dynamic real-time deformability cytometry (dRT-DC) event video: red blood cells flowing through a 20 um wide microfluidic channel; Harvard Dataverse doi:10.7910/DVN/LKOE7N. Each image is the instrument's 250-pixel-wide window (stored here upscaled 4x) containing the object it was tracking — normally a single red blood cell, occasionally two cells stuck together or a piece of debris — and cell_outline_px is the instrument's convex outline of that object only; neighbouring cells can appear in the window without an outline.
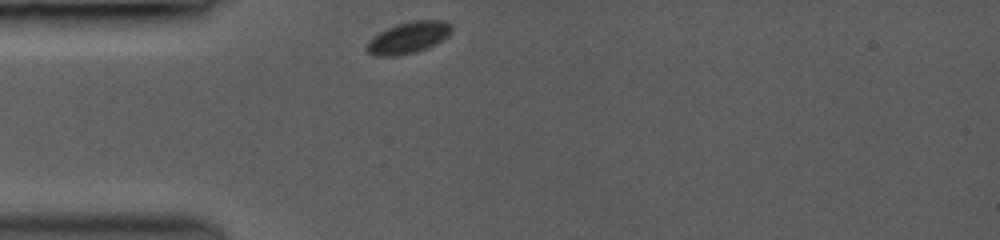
{"species": "common noctule bat (a hibernating species)", "species_latin": "Nyctalus noctula", "temperature_condition": "room temperature", "stored_images_in_passage": 23, "camera_frame_rate_fps": 3500, "um_per_image_px": 0.085, "animal": {"sex": "female", "body_mass_g": 19.0, "forearm_length_mm": 53.3}, "frame": {"image": 1, "passage_image": 1, "time_ms": 0.0, "image_size_px": [1000, 240], "cell_outline_px": [[452, 32], [448, 36], [428, 48], [416, 52], [396, 56], [376, 56], [368, 52], [364, 48], [368, 40], [372, 36], [396, 24], [416, 20], [448, 20], [452, 24]], "centroid_in_image_um": [34.72, 3.19], "position_along_channel_um": 50.3, "area_um2": 15.84}}
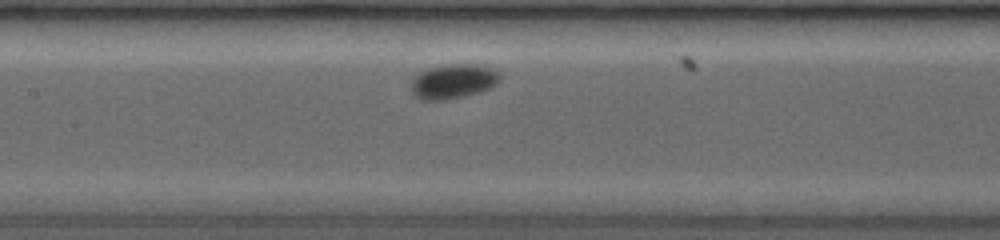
{"frame": {"image": 2, "passage_image": 23, "time_ms": 3.429, "image_size_px": [1000, 240], "cell_outline_px": [[500, 80], [496, 84], [488, 88], [476, 92], [460, 96], [416, 96], [412, 92], [412, 80], [420, 72], [428, 68], [444, 64], [476, 64], [492, 68], [500, 76]], "centroid_in_image_um": [38.59, 6.81], "position_along_channel_um": 168.8, "area_um2": 16.59}}